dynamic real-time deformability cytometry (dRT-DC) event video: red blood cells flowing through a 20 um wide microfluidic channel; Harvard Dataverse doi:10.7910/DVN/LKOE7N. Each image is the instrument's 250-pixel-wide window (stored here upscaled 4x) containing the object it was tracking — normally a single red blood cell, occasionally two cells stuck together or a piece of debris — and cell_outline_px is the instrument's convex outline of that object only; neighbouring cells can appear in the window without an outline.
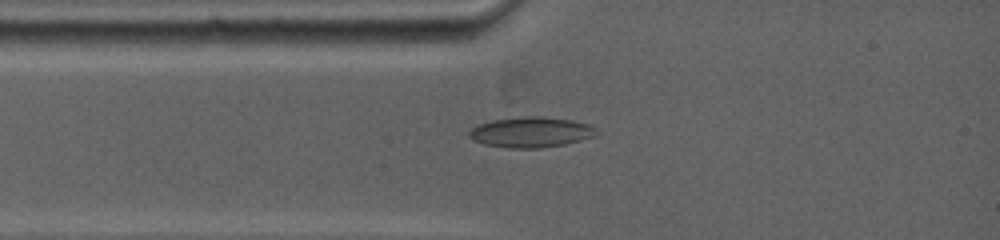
{"species": "common noctule bat (a hibernating species)", "species_latin": "Nyctalus noctula", "temperature_condition": "warm", "stored_images_in_passage": 44, "camera_frame_rate_fps": 5000, "um_per_image_px": 0.085, "animal": {"sex": "female", "body_mass_g": 19.0, "forearm_length_mm": 53.3}, "frame": {"image": 1, "passage_image": 1, "time_ms": 0.0, "image_size_px": [1000, 240], "cell_outline_px": [[596, 132], [592, 136], [580, 140], [564, 144], [540, 148], [508, 148], [484, 144], [468, 136], [468, 132], [476, 124], [492, 120], [520, 116], [540, 116], [572, 120], [588, 124], [596, 128]], "centroid_in_image_um": [45.08, 11.22], "position_along_channel_um": 39.9, "area_um2": 22.48}}
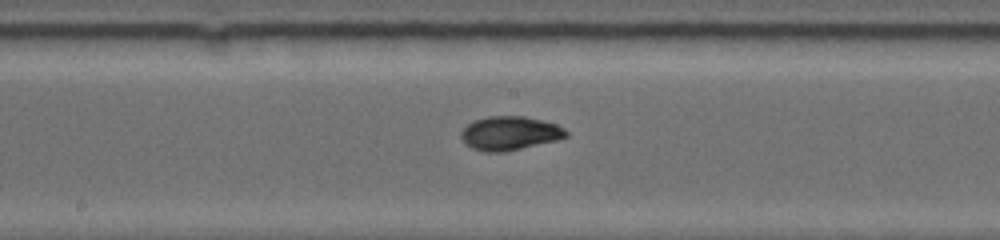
{"frame": {"image": 2, "passage_image": 11, "time_ms": 4.2, "image_size_px": [1000, 240], "cell_outline_px": [[568, 136], [556, 140], [520, 148], [500, 152], [484, 152], [472, 148], [460, 136], [460, 132], [472, 120], [488, 116], [524, 116], [556, 124], [564, 128], [568, 132]], "centroid_in_image_um": [43.31, 11.31], "position_along_channel_um": 204.9, "area_um2": 20.46}}
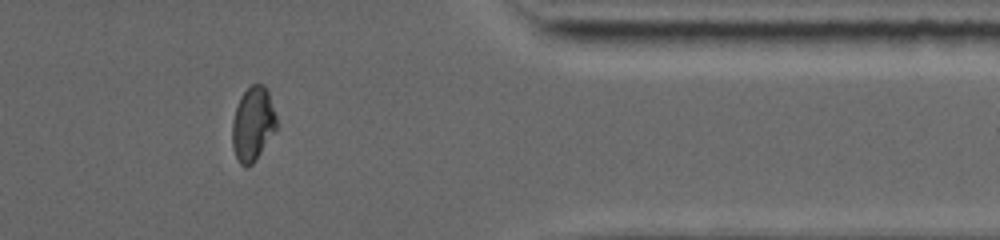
{"frame": {"image": 3, "passage_image": 27, "time_ms": 9.4, "image_size_px": [1000, 240], "cell_outline_px": [[276, 128], [252, 164], [244, 168], [240, 164], [232, 148], [232, 120], [240, 96], [252, 84], [264, 84], [268, 92], [276, 116]], "centroid_in_image_um": [21.46, 10.53], "position_along_channel_um": 389.9, "area_um2": 18.84}, "authors_computed_cell_mechanics": {"area_um2": 19.6231, "velocity_mm_per_s": 3.9367, "shape_relaxation_time_tau1_ms": 7.1657, "shape_relaxation_time_tau2_ms": 0.9242, "deformation_change_tau1": 0.2097, "deformation_change_tau2": 0.0352}}